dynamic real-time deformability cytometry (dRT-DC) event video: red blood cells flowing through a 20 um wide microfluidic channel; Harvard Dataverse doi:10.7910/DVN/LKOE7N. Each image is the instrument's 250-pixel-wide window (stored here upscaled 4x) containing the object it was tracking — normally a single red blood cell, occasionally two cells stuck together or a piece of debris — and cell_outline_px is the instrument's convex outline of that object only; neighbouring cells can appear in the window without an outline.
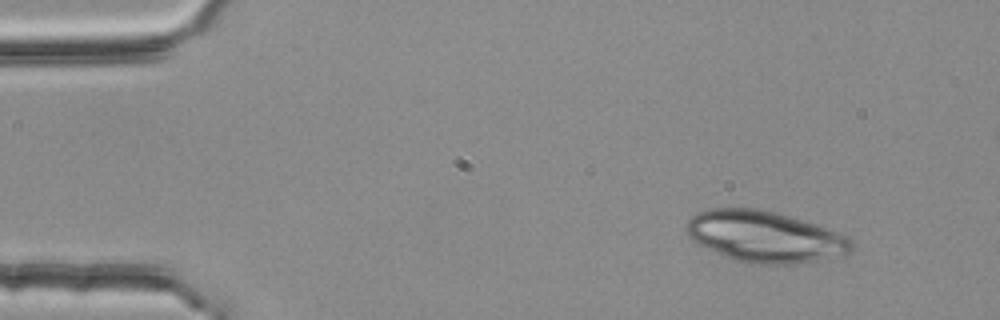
{"species": "common noctule bat (a hibernating species)", "species_latin": "Nyctalus noctula", "temperature_condition": "room temperature", "stored_images_in_passage": 4, "camera_frame_rate_fps": 3000, "um_per_image_px": 0.085, "animal": {"sex": "female", "body_mass_g": 25.1}, "frame": {"image": 1, "passage_image": 1, "time_ms": 0.0, "image_size_px": [1000, 320], "cell_outline_px": [[852, 252], [816, 260], [788, 264], [752, 264], [732, 260], [692, 240], [688, 236], [688, 220], [692, 216], [708, 208], [756, 208], [788, 216], [848, 236], [852, 240]], "centroid_in_image_um": [64.98, 20.12], "position_along_channel_um": 20.0, "area_um2": 48.44}}